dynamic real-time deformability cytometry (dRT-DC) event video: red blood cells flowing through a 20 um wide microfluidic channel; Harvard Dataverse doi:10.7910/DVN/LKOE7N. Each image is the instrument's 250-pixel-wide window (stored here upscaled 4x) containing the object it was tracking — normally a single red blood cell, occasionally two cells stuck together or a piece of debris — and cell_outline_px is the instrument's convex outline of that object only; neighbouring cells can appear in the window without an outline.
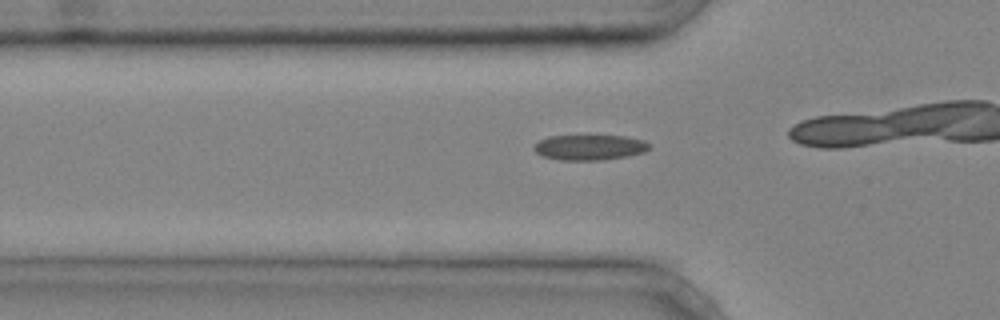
{"species": "common noctule bat (a hibernating species)", "species_latin": "Nyctalus noctula", "temperature_condition": "cold", "stored_images_in_passage": 30, "camera_frame_rate_fps": 3000, "um_per_image_px": 0.085, "animal": {"sex": "male", "body_mass_g": 20.4}, "frame": {"image": 1, "passage_image": 9, "time_ms": 2.667, "image_size_px": [1000, 320], "cell_outline_px": [[652, 148], [644, 152], [628, 156], [604, 160], [560, 160], [544, 156], [536, 152], [532, 148], [540, 140], [548, 136], [624, 136], [644, 140], [652, 144]], "centroid_in_image_um": [50.17, 12.53], "position_along_channel_um": 75.6, "area_um2": 17.11}}